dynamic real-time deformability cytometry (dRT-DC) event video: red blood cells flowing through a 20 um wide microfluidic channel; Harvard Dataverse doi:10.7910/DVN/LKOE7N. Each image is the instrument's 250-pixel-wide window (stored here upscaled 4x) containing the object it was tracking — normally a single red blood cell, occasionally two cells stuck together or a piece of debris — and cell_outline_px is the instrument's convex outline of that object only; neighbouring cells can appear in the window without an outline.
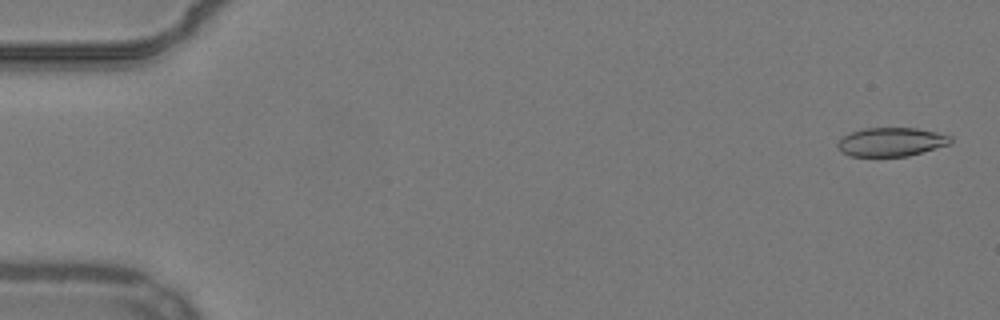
{"species": "common noctule bat (a hibernating species)", "species_latin": "Nyctalus noctula", "temperature_condition": "warm", "stored_images_in_passage": 54, "camera_frame_rate_fps": 3000, "um_per_image_px": 0.085, "animal": {"sex": "male", "body_mass_g": 19.2, "forearm_length_mm": 51.8}, "frame": {"image": 1, "passage_image": 2, "time_ms": 0.333, "image_size_px": [1000, 320], "cell_outline_px": [[952, 144], [908, 156], [848, 156], [840, 152], [836, 144], [844, 136], [852, 132], [864, 128], [916, 128], [936, 132], [952, 136]], "centroid_in_image_um": [75.77, 12.07], "position_along_channel_um": 9.2, "area_um2": 19.02}}
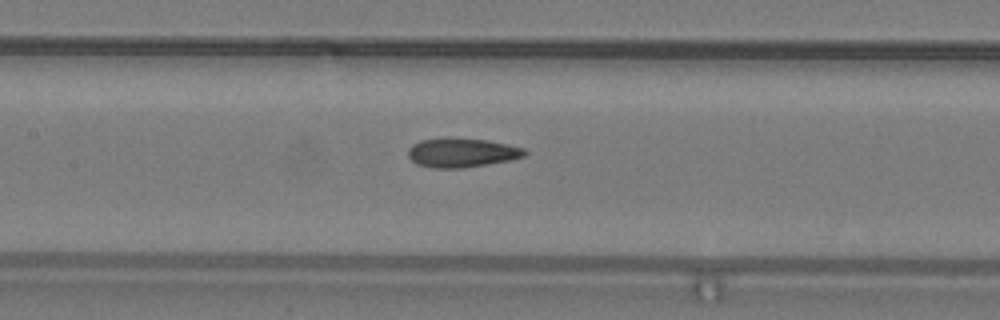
{"frame": {"image": 2, "passage_image": 26, "time_ms": 8.333, "image_size_px": [1000, 320], "cell_outline_px": [[528, 152], [524, 156], [512, 160], [464, 168], [432, 168], [416, 164], [408, 156], [408, 148], [412, 144], [420, 140], [488, 140], [524, 148]], "centroid_in_image_um": [39.27, 13.02], "position_along_channel_um": 168.1, "area_um2": 19.31}}
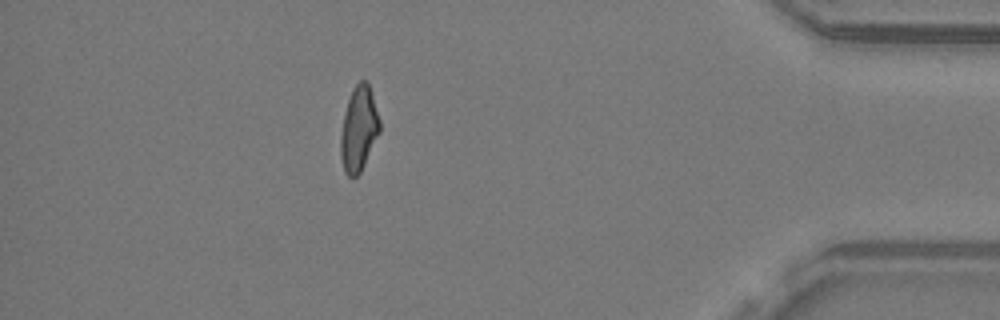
{"frame": {"image": 3, "passage_image": 48, "time_ms": 15.667, "image_size_px": [1000, 320], "cell_outline_px": [[380, 132], [360, 172], [356, 176], [348, 176], [344, 172], [340, 156], [340, 136], [344, 112], [352, 88], [360, 80], [368, 80], [380, 120]], "centroid_in_image_um": [30.49, 10.93], "position_along_channel_um": 404.7, "area_um2": 19.42}, "authors_computed_cell_mechanics": {"area_um2": 19.6231, "velocity_mm_per_s": 3.8585, "shape_relaxation_time_tau1_ms": null, "shape_relaxation_time_tau2_ms": 2.4488, "deformation_change_tau1": null, "deformation_change_tau2": 0.0992}}